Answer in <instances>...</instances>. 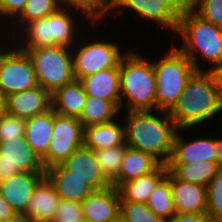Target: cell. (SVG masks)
I'll list each match as a JSON object with an SVG mask.
<instances>
[{"instance_id": "obj_1", "label": "cell", "mask_w": 222, "mask_h": 222, "mask_svg": "<svg viewBox=\"0 0 222 222\" xmlns=\"http://www.w3.org/2000/svg\"><path fill=\"white\" fill-rule=\"evenodd\" d=\"M152 111L126 112L125 143L128 147L152 155L161 164H167L172 153L175 135L179 129L165 112L163 117Z\"/></svg>"}, {"instance_id": "obj_32", "label": "cell", "mask_w": 222, "mask_h": 222, "mask_svg": "<svg viewBox=\"0 0 222 222\" xmlns=\"http://www.w3.org/2000/svg\"><path fill=\"white\" fill-rule=\"evenodd\" d=\"M121 222H166L155 215L145 203L121 201Z\"/></svg>"}, {"instance_id": "obj_6", "label": "cell", "mask_w": 222, "mask_h": 222, "mask_svg": "<svg viewBox=\"0 0 222 222\" xmlns=\"http://www.w3.org/2000/svg\"><path fill=\"white\" fill-rule=\"evenodd\" d=\"M69 49L53 46L24 50L33 63L38 84L50 94L75 80L72 51Z\"/></svg>"}, {"instance_id": "obj_23", "label": "cell", "mask_w": 222, "mask_h": 222, "mask_svg": "<svg viewBox=\"0 0 222 222\" xmlns=\"http://www.w3.org/2000/svg\"><path fill=\"white\" fill-rule=\"evenodd\" d=\"M165 164H160L153 172L123 183L119 188L121 201L147 203L158 183L167 175Z\"/></svg>"}, {"instance_id": "obj_21", "label": "cell", "mask_w": 222, "mask_h": 222, "mask_svg": "<svg viewBox=\"0 0 222 222\" xmlns=\"http://www.w3.org/2000/svg\"><path fill=\"white\" fill-rule=\"evenodd\" d=\"M79 81L87 96L108 101H120L119 65L87 75Z\"/></svg>"}, {"instance_id": "obj_18", "label": "cell", "mask_w": 222, "mask_h": 222, "mask_svg": "<svg viewBox=\"0 0 222 222\" xmlns=\"http://www.w3.org/2000/svg\"><path fill=\"white\" fill-rule=\"evenodd\" d=\"M177 131L171 157L167 164H190L198 161H211L217 163V158L214 152L215 138L194 139L191 142H186L179 137Z\"/></svg>"}, {"instance_id": "obj_45", "label": "cell", "mask_w": 222, "mask_h": 222, "mask_svg": "<svg viewBox=\"0 0 222 222\" xmlns=\"http://www.w3.org/2000/svg\"><path fill=\"white\" fill-rule=\"evenodd\" d=\"M6 222H33L28 217H25L24 215H16L14 218L6 221Z\"/></svg>"}, {"instance_id": "obj_3", "label": "cell", "mask_w": 222, "mask_h": 222, "mask_svg": "<svg viewBox=\"0 0 222 222\" xmlns=\"http://www.w3.org/2000/svg\"><path fill=\"white\" fill-rule=\"evenodd\" d=\"M121 109L124 100L126 112L156 109V74L152 61L136 52L128 51L119 62ZM124 97V98H123Z\"/></svg>"}, {"instance_id": "obj_24", "label": "cell", "mask_w": 222, "mask_h": 222, "mask_svg": "<svg viewBox=\"0 0 222 222\" xmlns=\"http://www.w3.org/2000/svg\"><path fill=\"white\" fill-rule=\"evenodd\" d=\"M54 124V110L35 115L25 120V140L42 158L50 145Z\"/></svg>"}, {"instance_id": "obj_42", "label": "cell", "mask_w": 222, "mask_h": 222, "mask_svg": "<svg viewBox=\"0 0 222 222\" xmlns=\"http://www.w3.org/2000/svg\"><path fill=\"white\" fill-rule=\"evenodd\" d=\"M16 216L11 206L4 200L0 192V222H6Z\"/></svg>"}, {"instance_id": "obj_35", "label": "cell", "mask_w": 222, "mask_h": 222, "mask_svg": "<svg viewBox=\"0 0 222 222\" xmlns=\"http://www.w3.org/2000/svg\"><path fill=\"white\" fill-rule=\"evenodd\" d=\"M189 7L202 19L214 25L222 23V0H189Z\"/></svg>"}, {"instance_id": "obj_9", "label": "cell", "mask_w": 222, "mask_h": 222, "mask_svg": "<svg viewBox=\"0 0 222 222\" xmlns=\"http://www.w3.org/2000/svg\"><path fill=\"white\" fill-rule=\"evenodd\" d=\"M84 127L75 117L54 112L52 137L47 153L41 158L44 168L62 164L78 148L84 146Z\"/></svg>"}, {"instance_id": "obj_19", "label": "cell", "mask_w": 222, "mask_h": 222, "mask_svg": "<svg viewBox=\"0 0 222 222\" xmlns=\"http://www.w3.org/2000/svg\"><path fill=\"white\" fill-rule=\"evenodd\" d=\"M45 176L53 184L60 200L81 203L95 190L84 180L71 175L61 164L52 166L45 171Z\"/></svg>"}, {"instance_id": "obj_44", "label": "cell", "mask_w": 222, "mask_h": 222, "mask_svg": "<svg viewBox=\"0 0 222 222\" xmlns=\"http://www.w3.org/2000/svg\"><path fill=\"white\" fill-rule=\"evenodd\" d=\"M7 114V97L0 91V118Z\"/></svg>"}, {"instance_id": "obj_14", "label": "cell", "mask_w": 222, "mask_h": 222, "mask_svg": "<svg viewBox=\"0 0 222 222\" xmlns=\"http://www.w3.org/2000/svg\"><path fill=\"white\" fill-rule=\"evenodd\" d=\"M61 165L70 171L71 175L88 183L95 191L112 186L101 172L94 151L85 146L75 150Z\"/></svg>"}, {"instance_id": "obj_40", "label": "cell", "mask_w": 222, "mask_h": 222, "mask_svg": "<svg viewBox=\"0 0 222 222\" xmlns=\"http://www.w3.org/2000/svg\"><path fill=\"white\" fill-rule=\"evenodd\" d=\"M207 72L211 75L214 85L217 87L222 99V62L213 65Z\"/></svg>"}, {"instance_id": "obj_30", "label": "cell", "mask_w": 222, "mask_h": 222, "mask_svg": "<svg viewBox=\"0 0 222 222\" xmlns=\"http://www.w3.org/2000/svg\"><path fill=\"white\" fill-rule=\"evenodd\" d=\"M127 144L107 149L93 150L100 170L106 179L118 189V174Z\"/></svg>"}, {"instance_id": "obj_41", "label": "cell", "mask_w": 222, "mask_h": 222, "mask_svg": "<svg viewBox=\"0 0 222 222\" xmlns=\"http://www.w3.org/2000/svg\"><path fill=\"white\" fill-rule=\"evenodd\" d=\"M19 172L16 166L6 161H0V183L6 181L13 175H17Z\"/></svg>"}, {"instance_id": "obj_36", "label": "cell", "mask_w": 222, "mask_h": 222, "mask_svg": "<svg viewBox=\"0 0 222 222\" xmlns=\"http://www.w3.org/2000/svg\"><path fill=\"white\" fill-rule=\"evenodd\" d=\"M24 135L25 119L8 113L0 118V142Z\"/></svg>"}, {"instance_id": "obj_4", "label": "cell", "mask_w": 222, "mask_h": 222, "mask_svg": "<svg viewBox=\"0 0 222 222\" xmlns=\"http://www.w3.org/2000/svg\"><path fill=\"white\" fill-rule=\"evenodd\" d=\"M176 33L183 37V44L177 49L192 62L196 71H201L197 52L213 65L222 62V34L218 26L202 19L190 7L180 16Z\"/></svg>"}, {"instance_id": "obj_47", "label": "cell", "mask_w": 222, "mask_h": 222, "mask_svg": "<svg viewBox=\"0 0 222 222\" xmlns=\"http://www.w3.org/2000/svg\"><path fill=\"white\" fill-rule=\"evenodd\" d=\"M81 222H94V221H90V220H87V219H83Z\"/></svg>"}, {"instance_id": "obj_10", "label": "cell", "mask_w": 222, "mask_h": 222, "mask_svg": "<svg viewBox=\"0 0 222 222\" xmlns=\"http://www.w3.org/2000/svg\"><path fill=\"white\" fill-rule=\"evenodd\" d=\"M79 50L72 52L73 73L75 80H80L87 75L98 71L117 67L121 58L119 46L116 43L106 41H94L80 45ZM77 52V53H76Z\"/></svg>"}, {"instance_id": "obj_27", "label": "cell", "mask_w": 222, "mask_h": 222, "mask_svg": "<svg viewBox=\"0 0 222 222\" xmlns=\"http://www.w3.org/2000/svg\"><path fill=\"white\" fill-rule=\"evenodd\" d=\"M160 164L152 155L127 147L118 174V188L125 182L153 172Z\"/></svg>"}, {"instance_id": "obj_39", "label": "cell", "mask_w": 222, "mask_h": 222, "mask_svg": "<svg viewBox=\"0 0 222 222\" xmlns=\"http://www.w3.org/2000/svg\"><path fill=\"white\" fill-rule=\"evenodd\" d=\"M166 222H213L206 213L198 214H175L170 220Z\"/></svg>"}, {"instance_id": "obj_12", "label": "cell", "mask_w": 222, "mask_h": 222, "mask_svg": "<svg viewBox=\"0 0 222 222\" xmlns=\"http://www.w3.org/2000/svg\"><path fill=\"white\" fill-rule=\"evenodd\" d=\"M45 172H19L0 183V192L16 215H25L33 192Z\"/></svg>"}, {"instance_id": "obj_26", "label": "cell", "mask_w": 222, "mask_h": 222, "mask_svg": "<svg viewBox=\"0 0 222 222\" xmlns=\"http://www.w3.org/2000/svg\"><path fill=\"white\" fill-rule=\"evenodd\" d=\"M168 172L176 179L207 187L222 168L218 163L198 161L190 164H166Z\"/></svg>"}, {"instance_id": "obj_11", "label": "cell", "mask_w": 222, "mask_h": 222, "mask_svg": "<svg viewBox=\"0 0 222 222\" xmlns=\"http://www.w3.org/2000/svg\"><path fill=\"white\" fill-rule=\"evenodd\" d=\"M115 7L131 9L142 18L176 32L178 20L189 7V0H110L109 10Z\"/></svg>"}, {"instance_id": "obj_31", "label": "cell", "mask_w": 222, "mask_h": 222, "mask_svg": "<svg viewBox=\"0 0 222 222\" xmlns=\"http://www.w3.org/2000/svg\"><path fill=\"white\" fill-rule=\"evenodd\" d=\"M60 3V0H28L24 10L18 17V21L21 26H23V24L25 26L33 20L45 18L62 7Z\"/></svg>"}, {"instance_id": "obj_8", "label": "cell", "mask_w": 222, "mask_h": 222, "mask_svg": "<svg viewBox=\"0 0 222 222\" xmlns=\"http://www.w3.org/2000/svg\"><path fill=\"white\" fill-rule=\"evenodd\" d=\"M39 86L33 63L27 52L16 47L0 50V91L11 94Z\"/></svg>"}, {"instance_id": "obj_37", "label": "cell", "mask_w": 222, "mask_h": 222, "mask_svg": "<svg viewBox=\"0 0 222 222\" xmlns=\"http://www.w3.org/2000/svg\"><path fill=\"white\" fill-rule=\"evenodd\" d=\"M83 219L81 203L60 200L52 222H81Z\"/></svg>"}, {"instance_id": "obj_43", "label": "cell", "mask_w": 222, "mask_h": 222, "mask_svg": "<svg viewBox=\"0 0 222 222\" xmlns=\"http://www.w3.org/2000/svg\"><path fill=\"white\" fill-rule=\"evenodd\" d=\"M214 152L217 158V163L222 167V138L215 139Z\"/></svg>"}, {"instance_id": "obj_25", "label": "cell", "mask_w": 222, "mask_h": 222, "mask_svg": "<svg viewBox=\"0 0 222 222\" xmlns=\"http://www.w3.org/2000/svg\"><path fill=\"white\" fill-rule=\"evenodd\" d=\"M84 146L92 149H107L125 144L124 125L112 120L107 123L84 127Z\"/></svg>"}, {"instance_id": "obj_34", "label": "cell", "mask_w": 222, "mask_h": 222, "mask_svg": "<svg viewBox=\"0 0 222 222\" xmlns=\"http://www.w3.org/2000/svg\"><path fill=\"white\" fill-rule=\"evenodd\" d=\"M60 2H63L65 8V4H67V6L76 8V10H81L94 24L110 11V0H60Z\"/></svg>"}, {"instance_id": "obj_38", "label": "cell", "mask_w": 222, "mask_h": 222, "mask_svg": "<svg viewBox=\"0 0 222 222\" xmlns=\"http://www.w3.org/2000/svg\"><path fill=\"white\" fill-rule=\"evenodd\" d=\"M28 0H0V15L17 18Z\"/></svg>"}, {"instance_id": "obj_22", "label": "cell", "mask_w": 222, "mask_h": 222, "mask_svg": "<svg viewBox=\"0 0 222 222\" xmlns=\"http://www.w3.org/2000/svg\"><path fill=\"white\" fill-rule=\"evenodd\" d=\"M87 94L79 80L62 86L51 94L52 109L56 114L79 118Z\"/></svg>"}, {"instance_id": "obj_16", "label": "cell", "mask_w": 222, "mask_h": 222, "mask_svg": "<svg viewBox=\"0 0 222 222\" xmlns=\"http://www.w3.org/2000/svg\"><path fill=\"white\" fill-rule=\"evenodd\" d=\"M0 161L16 166L20 172H45L41 157L31 148L25 137L0 142Z\"/></svg>"}, {"instance_id": "obj_13", "label": "cell", "mask_w": 222, "mask_h": 222, "mask_svg": "<svg viewBox=\"0 0 222 222\" xmlns=\"http://www.w3.org/2000/svg\"><path fill=\"white\" fill-rule=\"evenodd\" d=\"M121 197L113 185L94 191L82 202L84 219L94 222H119Z\"/></svg>"}, {"instance_id": "obj_17", "label": "cell", "mask_w": 222, "mask_h": 222, "mask_svg": "<svg viewBox=\"0 0 222 222\" xmlns=\"http://www.w3.org/2000/svg\"><path fill=\"white\" fill-rule=\"evenodd\" d=\"M170 186L176 214L206 213L207 187L180 181L171 174Z\"/></svg>"}, {"instance_id": "obj_33", "label": "cell", "mask_w": 222, "mask_h": 222, "mask_svg": "<svg viewBox=\"0 0 222 222\" xmlns=\"http://www.w3.org/2000/svg\"><path fill=\"white\" fill-rule=\"evenodd\" d=\"M206 214L213 222H222V168L207 186Z\"/></svg>"}, {"instance_id": "obj_5", "label": "cell", "mask_w": 222, "mask_h": 222, "mask_svg": "<svg viewBox=\"0 0 222 222\" xmlns=\"http://www.w3.org/2000/svg\"><path fill=\"white\" fill-rule=\"evenodd\" d=\"M156 109L169 112L176 104L189 78L196 71L192 62L175 46L156 63Z\"/></svg>"}, {"instance_id": "obj_2", "label": "cell", "mask_w": 222, "mask_h": 222, "mask_svg": "<svg viewBox=\"0 0 222 222\" xmlns=\"http://www.w3.org/2000/svg\"><path fill=\"white\" fill-rule=\"evenodd\" d=\"M222 111V99L211 75L195 71L168 112L179 130L192 128Z\"/></svg>"}, {"instance_id": "obj_46", "label": "cell", "mask_w": 222, "mask_h": 222, "mask_svg": "<svg viewBox=\"0 0 222 222\" xmlns=\"http://www.w3.org/2000/svg\"><path fill=\"white\" fill-rule=\"evenodd\" d=\"M219 32L222 34V23L218 25Z\"/></svg>"}, {"instance_id": "obj_15", "label": "cell", "mask_w": 222, "mask_h": 222, "mask_svg": "<svg viewBox=\"0 0 222 222\" xmlns=\"http://www.w3.org/2000/svg\"><path fill=\"white\" fill-rule=\"evenodd\" d=\"M51 108V94L40 85L7 97V113L25 120Z\"/></svg>"}, {"instance_id": "obj_20", "label": "cell", "mask_w": 222, "mask_h": 222, "mask_svg": "<svg viewBox=\"0 0 222 222\" xmlns=\"http://www.w3.org/2000/svg\"><path fill=\"white\" fill-rule=\"evenodd\" d=\"M59 201L53 184L45 176L35 188L24 216L33 222H52Z\"/></svg>"}, {"instance_id": "obj_7", "label": "cell", "mask_w": 222, "mask_h": 222, "mask_svg": "<svg viewBox=\"0 0 222 222\" xmlns=\"http://www.w3.org/2000/svg\"><path fill=\"white\" fill-rule=\"evenodd\" d=\"M75 26L67 8L65 9L62 6L47 17L33 20L21 27V29L23 28L22 30H25L27 37H25L24 42L27 44L25 43L20 49L29 50L53 46H65L68 48L71 46V49H73Z\"/></svg>"}, {"instance_id": "obj_28", "label": "cell", "mask_w": 222, "mask_h": 222, "mask_svg": "<svg viewBox=\"0 0 222 222\" xmlns=\"http://www.w3.org/2000/svg\"><path fill=\"white\" fill-rule=\"evenodd\" d=\"M121 109V101H108L87 96L85 105L79 116L83 127L98 125L114 120Z\"/></svg>"}, {"instance_id": "obj_29", "label": "cell", "mask_w": 222, "mask_h": 222, "mask_svg": "<svg viewBox=\"0 0 222 222\" xmlns=\"http://www.w3.org/2000/svg\"><path fill=\"white\" fill-rule=\"evenodd\" d=\"M146 204L155 215L161 217L164 221L170 220L176 214L169 172L158 183Z\"/></svg>"}]
</instances>
